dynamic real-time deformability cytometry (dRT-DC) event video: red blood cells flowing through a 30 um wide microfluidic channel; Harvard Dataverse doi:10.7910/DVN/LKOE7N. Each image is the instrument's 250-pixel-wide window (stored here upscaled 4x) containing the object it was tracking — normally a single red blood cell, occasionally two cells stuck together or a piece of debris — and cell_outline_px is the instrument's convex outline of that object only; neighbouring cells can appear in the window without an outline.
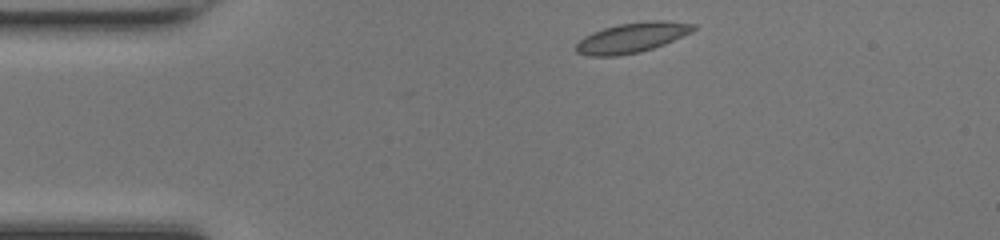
{"species": "common noctule bat (a hibernating species)", "species_latin": "Nyctalus noctula", "temperature_condition": "room temperature", "stored_images_in_passage": 41, "camera_frame_rate_fps": 3000, "um_per_image_px": 0.085, "animal": {"sex": "female", "body_mass_g": 17.0, "forearm_length_mm": 48.0}, "frame": {"image": 1, "passage_image": 1, "time_ms": 0.0, "image_size_px": [1000, 240], "cell_outline_px": [[696, 28], [692, 32], [664, 44], [640, 52], [616, 56], [588, 56], [576, 52], [576, 44], [584, 36], [592, 32], [604, 28], [620, 24], [652, 20], [668, 20], [696, 24]], "centroid_in_image_um": [53.73, 3.19], "position_along_channel_um": 31.3, "area_um2": 20.52}}
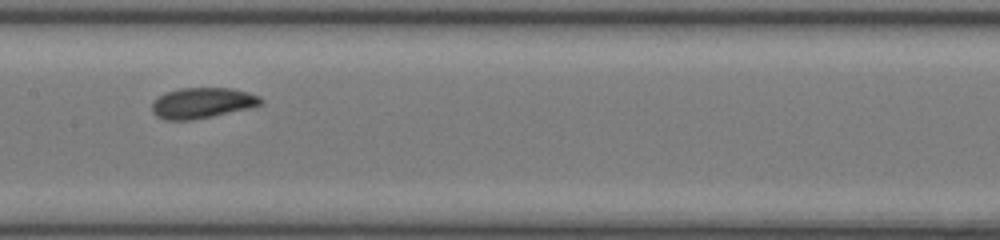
{"frame": {"image": 2, "passage_image": 16, "time_ms": 5.0, "image_size_px": [1000, 240], "cell_outline_px": [[264, 104], [248, 108], [212, 116], [192, 120], [164, 120], [156, 116], [152, 112], [152, 104], [160, 96], [168, 92], [180, 88], [232, 88], [248, 92], [260, 96], [264, 100]], "centroid_in_image_um": [17.22, 8.75], "position_along_channel_um": 190.2, "area_um2": 19.36}}
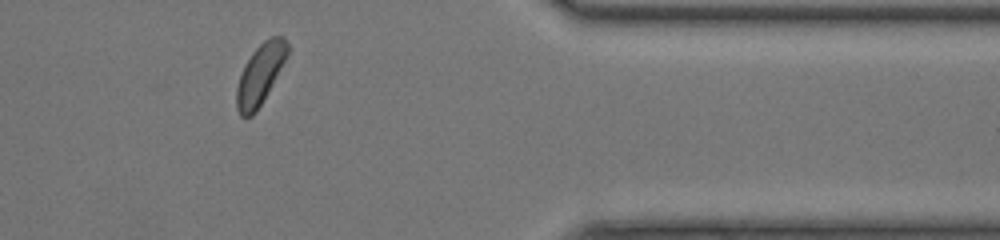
{"frame": {"image": 3, "passage_image": 32, "time_ms": 10.333, "image_size_px": [1000, 240], "cell_outline_px": [[292, 48], [288, 56], [256, 112], [252, 116], [240, 116], [236, 108], [236, 88], [244, 64], [252, 52], [264, 40], [272, 36], [280, 36]], "centroid_in_image_um": [22.12, 6.3], "position_along_channel_um": 389.3, "area_um2": 17.86}, "authors_computed_cell_mechanics": {"area_um2": 19.1318, "velocity_mm_per_s": 4.173, "shape_relaxation_time_tau1_ms": 1.3478, "shape_relaxation_time_tau2_ms": null, "deformation_change_tau1": 0.0527, "deformation_change_tau2": null}}